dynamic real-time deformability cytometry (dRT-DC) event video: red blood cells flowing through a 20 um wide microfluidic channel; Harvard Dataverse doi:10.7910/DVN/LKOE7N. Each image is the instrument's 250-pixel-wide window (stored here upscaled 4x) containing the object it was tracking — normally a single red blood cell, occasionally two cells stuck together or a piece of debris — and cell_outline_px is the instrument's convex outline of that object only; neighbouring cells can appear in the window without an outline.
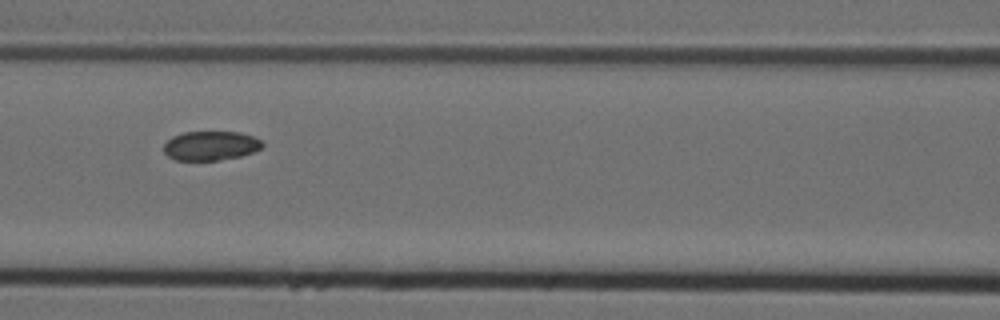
{"species": "Egyptian fruit bat (a non-hibernating species)", "species_latin": "Rousettus aegyptiacus", "temperature_condition": "cold", "stored_images_in_passage": 7, "camera_frame_rate_fps": 3000, "um_per_image_px": 0.085, "animal": {"sex": "female"}, "frame": {"image": 1, "passage_image": 5, "time_ms": 1.333, "image_size_px": [1000, 320], "cell_outline_px": [[264, 144], [260, 148], [252, 152], [240, 156], [220, 160], [176, 160], [168, 156], [164, 152], [164, 144], [172, 136], [184, 132], [240, 132], [264, 140]], "centroid_in_image_um": [17.92, 12.38], "position_along_channel_um": 148.7, "area_um2": 16.82}}
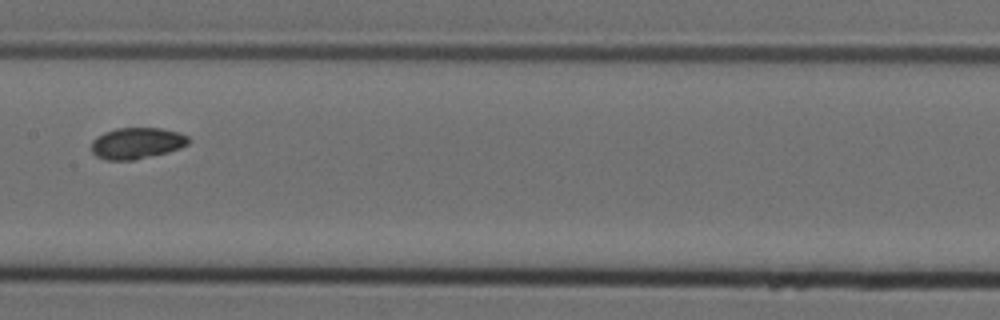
{"frame": {"image": 2, "passage_image": 6, "time_ms": 1.667, "image_size_px": [1000, 320], "cell_outline_px": [[188, 144], [180, 148], [168, 152], [132, 160], [104, 160], [96, 156], [92, 152], [92, 140], [96, 136], [104, 132], [116, 128], [160, 128], [180, 132], [188, 136]], "centroid_in_image_um": [11.61, 12.17], "position_along_channel_um": 195.8, "area_um2": 17.74}}
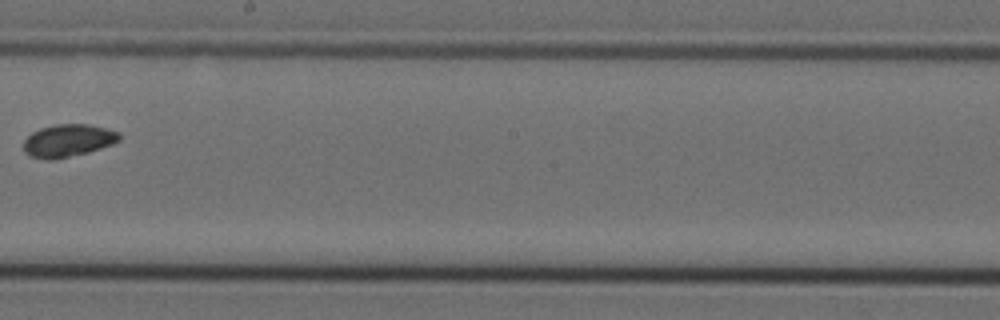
{"frame": {"image": 3, "passage_image": 7, "time_ms": 2.0, "image_size_px": [1000, 320], "cell_outline_px": [[120, 140], [112, 144], [88, 152], [52, 160], [44, 160], [28, 156], [24, 152], [24, 140], [32, 132], [40, 128], [56, 124], [88, 124], [120, 132]], "centroid_in_image_um": [5.75, 11.95], "position_along_channel_um": 242.4, "area_um2": 18.21}}